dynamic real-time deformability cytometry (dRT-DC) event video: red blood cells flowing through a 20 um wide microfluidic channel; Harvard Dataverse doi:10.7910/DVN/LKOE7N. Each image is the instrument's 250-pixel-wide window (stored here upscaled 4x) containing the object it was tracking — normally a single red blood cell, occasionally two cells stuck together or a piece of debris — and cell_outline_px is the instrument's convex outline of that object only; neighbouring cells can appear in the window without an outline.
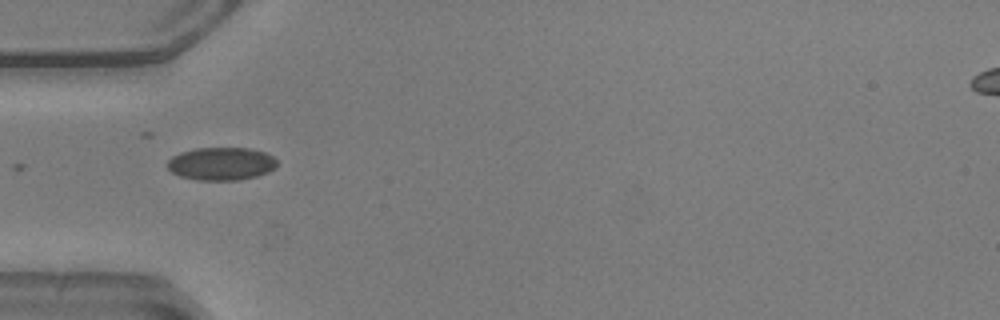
{"species": "common noctule bat (a hibernating species)", "species_latin": "Nyctalus noctula", "temperature_condition": "warm", "stored_images_in_passage": 13, "camera_frame_rate_fps": 3000, "um_per_image_px": 0.085, "animal": {"sex": "male", "body_mass_g": 20.5, "forearm_length_mm": 52.5}, "frame": {"image": 1, "passage_image": 1, "time_ms": 0.0, "image_size_px": [1000, 320], "cell_outline_px": [[276, 168], [268, 172], [256, 176], [240, 180], [196, 180], [180, 176], [172, 172], [168, 168], [168, 160], [172, 156], [180, 152], [196, 148], [248, 148], [264, 152], [272, 156], [276, 160]], "centroid_in_image_um": [18.8, 13.92], "position_along_channel_um": 66.2, "area_um2": 21.04}}